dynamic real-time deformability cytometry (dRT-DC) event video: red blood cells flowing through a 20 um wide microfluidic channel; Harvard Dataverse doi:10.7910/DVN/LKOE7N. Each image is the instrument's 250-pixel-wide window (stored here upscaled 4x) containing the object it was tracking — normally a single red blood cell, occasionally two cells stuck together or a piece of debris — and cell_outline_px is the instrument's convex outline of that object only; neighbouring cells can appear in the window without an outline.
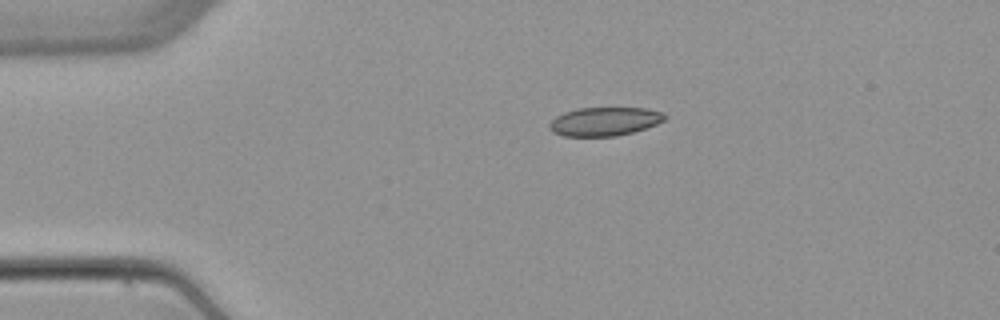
{"species": "common noctule bat (a hibernating species)", "species_latin": "Nyctalus noctula", "temperature_condition": "warm", "stored_images_in_passage": 2, "camera_frame_rate_fps": 3000, "um_per_image_px": 0.085, "animal": {"sex": "female", "body_mass_g": 22.7, "forearm_length_mm": 54.2}, "frame": {"image": 1, "passage_image": 1, "time_ms": 0.0, "image_size_px": [1000, 320], "cell_outline_px": [[668, 116], [664, 120], [656, 124], [632, 132], [616, 136], [564, 136], [552, 132], [548, 128], [548, 124], [556, 116], [564, 112], [576, 108], [648, 108], [664, 112]], "centroid_in_image_um": [51.38, 10.32], "position_along_channel_um": 33.6, "area_um2": 19.36}}